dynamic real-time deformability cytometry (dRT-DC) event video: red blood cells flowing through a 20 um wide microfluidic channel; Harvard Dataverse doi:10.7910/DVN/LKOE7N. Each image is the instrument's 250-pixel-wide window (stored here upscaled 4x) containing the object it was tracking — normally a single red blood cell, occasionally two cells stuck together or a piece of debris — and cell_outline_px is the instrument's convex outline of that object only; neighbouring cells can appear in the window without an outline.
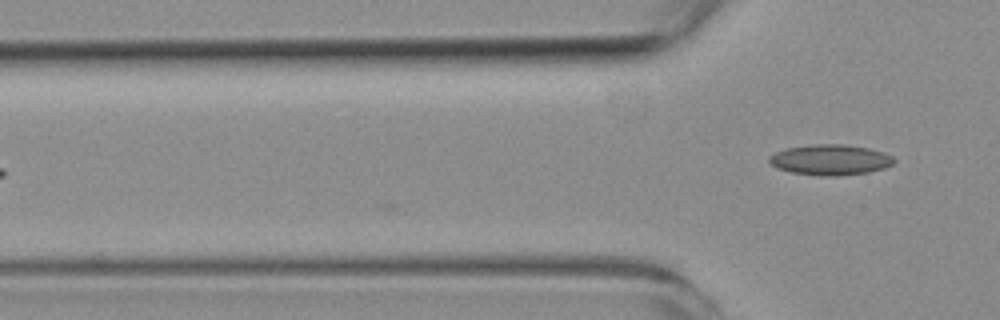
{"species": "common noctule bat (a hibernating species)", "species_latin": "Nyctalus noctula", "temperature_condition": "room temperature", "stored_images_in_passage": 7, "camera_frame_rate_fps": 3000, "um_per_image_px": 0.085, "animal": {"sex": "female", "body_mass_g": 19.3, "forearm_length_mm": 54.1}, "frame": {"image": 1, "passage_image": 7, "time_ms": 7.0, "image_size_px": [1000, 320], "cell_outline_px": [[896, 160], [892, 164], [884, 168], [868, 172], [836, 176], [824, 176], [792, 172], [776, 168], [768, 160], [768, 156], [784, 148], [812, 144], [844, 144], [868, 148], [892, 156]], "centroid_in_image_um": [70.54, 13.57], "position_along_channel_um": 55.3, "area_um2": 22.14}}